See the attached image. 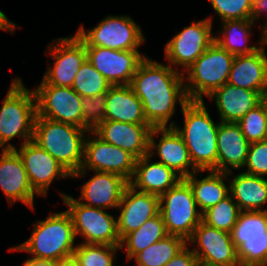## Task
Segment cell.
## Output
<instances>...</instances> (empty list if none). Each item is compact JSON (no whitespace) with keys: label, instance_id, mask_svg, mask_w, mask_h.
Returning a JSON list of instances; mask_svg holds the SVG:
<instances>
[{"label":"cell","instance_id":"cell-1","mask_svg":"<svg viewBox=\"0 0 267 266\" xmlns=\"http://www.w3.org/2000/svg\"><path fill=\"white\" fill-rule=\"evenodd\" d=\"M183 74L177 67L148 57L138 66L130 86L142 102L145 119L152 127H167L176 112V103L183 108L190 101Z\"/></svg>","mask_w":267,"mask_h":266},{"label":"cell","instance_id":"cell-2","mask_svg":"<svg viewBox=\"0 0 267 266\" xmlns=\"http://www.w3.org/2000/svg\"><path fill=\"white\" fill-rule=\"evenodd\" d=\"M203 101H189L181 108L184 127H178L171 121L168 127H174L182 136L193 166L198 171H217V132L215 124Z\"/></svg>","mask_w":267,"mask_h":266},{"label":"cell","instance_id":"cell-3","mask_svg":"<svg viewBox=\"0 0 267 266\" xmlns=\"http://www.w3.org/2000/svg\"><path fill=\"white\" fill-rule=\"evenodd\" d=\"M29 239L9 251H26L31 258L61 261L73 257L77 245L73 222L65 210L50 214L45 220L37 221Z\"/></svg>","mask_w":267,"mask_h":266},{"label":"cell","instance_id":"cell-4","mask_svg":"<svg viewBox=\"0 0 267 266\" xmlns=\"http://www.w3.org/2000/svg\"><path fill=\"white\" fill-rule=\"evenodd\" d=\"M89 131L36 116L33 141L54 157L71 175L83 163L84 141Z\"/></svg>","mask_w":267,"mask_h":266},{"label":"cell","instance_id":"cell-5","mask_svg":"<svg viewBox=\"0 0 267 266\" xmlns=\"http://www.w3.org/2000/svg\"><path fill=\"white\" fill-rule=\"evenodd\" d=\"M36 116L34 90H28L22 79H13L0 108V148L14 149L15 146L8 142L15 137L24 140L21 145L33 140Z\"/></svg>","mask_w":267,"mask_h":266},{"label":"cell","instance_id":"cell-6","mask_svg":"<svg viewBox=\"0 0 267 266\" xmlns=\"http://www.w3.org/2000/svg\"><path fill=\"white\" fill-rule=\"evenodd\" d=\"M234 55L213 42L185 71V90L190 101H203L227 83Z\"/></svg>","mask_w":267,"mask_h":266},{"label":"cell","instance_id":"cell-7","mask_svg":"<svg viewBox=\"0 0 267 266\" xmlns=\"http://www.w3.org/2000/svg\"><path fill=\"white\" fill-rule=\"evenodd\" d=\"M160 211L168 235L188 241L202 221L193 191L183 178L160 197Z\"/></svg>","mask_w":267,"mask_h":266},{"label":"cell","instance_id":"cell-8","mask_svg":"<svg viewBox=\"0 0 267 266\" xmlns=\"http://www.w3.org/2000/svg\"><path fill=\"white\" fill-rule=\"evenodd\" d=\"M230 236L241 266H267V209L241 211Z\"/></svg>","mask_w":267,"mask_h":266},{"label":"cell","instance_id":"cell-9","mask_svg":"<svg viewBox=\"0 0 267 266\" xmlns=\"http://www.w3.org/2000/svg\"><path fill=\"white\" fill-rule=\"evenodd\" d=\"M72 219L75 235H81L85 244L120 246L117 219L104 209L84 205L70 195L60 193Z\"/></svg>","mask_w":267,"mask_h":266},{"label":"cell","instance_id":"cell-10","mask_svg":"<svg viewBox=\"0 0 267 266\" xmlns=\"http://www.w3.org/2000/svg\"><path fill=\"white\" fill-rule=\"evenodd\" d=\"M76 35L85 47H104L114 50H138L145 42L140 26L130 16H109L88 31L79 27Z\"/></svg>","mask_w":267,"mask_h":266},{"label":"cell","instance_id":"cell-11","mask_svg":"<svg viewBox=\"0 0 267 266\" xmlns=\"http://www.w3.org/2000/svg\"><path fill=\"white\" fill-rule=\"evenodd\" d=\"M88 134L90 137L84 141L82 166L71 177L82 178L88 169L115 173L130 182L135 172L137 158L120 147L104 142L93 131H89Z\"/></svg>","mask_w":267,"mask_h":266},{"label":"cell","instance_id":"cell-12","mask_svg":"<svg viewBox=\"0 0 267 266\" xmlns=\"http://www.w3.org/2000/svg\"><path fill=\"white\" fill-rule=\"evenodd\" d=\"M214 40L210 18L193 22L166 43L165 60L171 67L182 66L184 73Z\"/></svg>","mask_w":267,"mask_h":266},{"label":"cell","instance_id":"cell-13","mask_svg":"<svg viewBox=\"0 0 267 266\" xmlns=\"http://www.w3.org/2000/svg\"><path fill=\"white\" fill-rule=\"evenodd\" d=\"M55 45H49V57L55 61L47 68L39 85L72 87L76 73L87 60L85 43L75 34L72 37L58 38Z\"/></svg>","mask_w":267,"mask_h":266},{"label":"cell","instance_id":"cell-14","mask_svg":"<svg viewBox=\"0 0 267 266\" xmlns=\"http://www.w3.org/2000/svg\"><path fill=\"white\" fill-rule=\"evenodd\" d=\"M34 93L39 117L82 128V97L72 87L38 85Z\"/></svg>","mask_w":267,"mask_h":266},{"label":"cell","instance_id":"cell-15","mask_svg":"<svg viewBox=\"0 0 267 266\" xmlns=\"http://www.w3.org/2000/svg\"><path fill=\"white\" fill-rule=\"evenodd\" d=\"M187 243L198 245L192 251L199 266H241L229 232L201 221Z\"/></svg>","mask_w":267,"mask_h":266},{"label":"cell","instance_id":"cell-16","mask_svg":"<svg viewBox=\"0 0 267 266\" xmlns=\"http://www.w3.org/2000/svg\"><path fill=\"white\" fill-rule=\"evenodd\" d=\"M87 60L110 85H130L140 63L146 58L138 50L86 47Z\"/></svg>","mask_w":267,"mask_h":266},{"label":"cell","instance_id":"cell-17","mask_svg":"<svg viewBox=\"0 0 267 266\" xmlns=\"http://www.w3.org/2000/svg\"><path fill=\"white\" fill-rule=\"evenodd\" d=\"M14 150L22 159L32 189L39 196H46L54 179L69 178L71 174L47 151L33 140Z\"/></svg>","mask_w":267,"mask_h":266},{"label":"cell","instance_id":"cell-18","mask_svg":"<svg viewBox=\"0 0 267 266\" xmlns=\"http://www.w3.org/2000/svg\"><path fill=\"white\" fill-rule=\"evenodd\" d=\"M161 134L156 143L154 137ZM155 149L157 152H155ZM148 154L159 156L160 163L173 169L182 178L198 171L190 159L188 149L182 136L174 127H153L150 133ZM191 168V169H190ZM191 170V171H190Z\"/></svg>","mask_w":267,"mask_h":266},{"label":"cell","instance_id":"cell-19","mask_svg":"<svg viewBox=\"0 0 267 266\" xmlns=\"http://www.w3.org/2000/svg\"><path fill=\"white\" fill-rule=\"evenodd\" d=\"M118 208L121 212L117 218V232L121 240L125 235L139 229L148 219L159 214L160 198L138 191L128 184Z\"/></svg>","mask_w":267,"mask_h":266},{"label":"cell","instance_id":"cell-20","mask_svg":"<svg viewBox=\"0 0 267 266\" xmlns=\"http://www.w3.org/2000/svg\"><path fill=\"white\" fill-rule=\"evenodd\" d=\"M0 188L9 204L12 205L15 204V201H20L34 210V197L37 193L32 189L22 159L14 149H2Z\"/></svg>","mask_w":267,"mask_h":266},{"label":"cell","instance_id":"cell-21","mask_svg":"<svg viewBox=\"0 0 267 266\" xmlns=\"http://www.w3.org/2000/svg\"><path fill=\"white\" fill-rule=\"evenodd\" d=\"M152 128L150 124L103 121L93 132L104 142L120 147L139 159L148 154Z\"/></svg>","mask_w":267,"mask_h":266},{"label":"cell","instance_id":"cell-22","mask_svg":"<svg viewBox=\"0 0 267 266\" xmlns=\"http://www.w3.org/2000/svg\"><path fill=\"white\" fill-rule=\"evenodd\" d=\"M93 172L95 175L82 185L81 196L77 201L100 209L117 208L129 182L115 173Z\"/></svg>","mask_w":267,"mask_h":266},{"label":"cell","instance_id":"cell-23","mask_svg":"<svg viewBox=\"0 0 267 266\" xmlns=\"http://www.w3.org/2000/svg\"><path fill=\"white\" fill-rule=\"evenodd\" d=\"M264 43L253 54L234 57L227 83L236 87L258 91L267 98V55Z\"/></svg>","mask_w":267,"mask_h":266},{"label":"cell","instance_id":"cell-24","mask_svg":"<svg viewBox=\"0 0 267 266\" xmlns=\"http://www.w3.org/2000/svg\"><path fill=\"white\" fill-rule=\"evenodd\" d=\"M249 145L238 123L220 121L217 132V171L230 174L232 169H242Z\"/></svg>","mask_w":267,"mask_h":266},{"label":"cell","instance_id":"cell-25","mask_svg":"<svg viewBox=\"0 0 267 266\" xmlns=\"http://www.w3.org/2000/svg\"><path fill=\"white\" fill-rule=\"evenodd\" d=\"M214 99L220 121L238 123L250 110L258 106L265 98L258 92L225 83L209 97Z\"/></svg>","mask_w":267,"mask_h":266},{"label":"cell","instance_id":"cell-26","mask_svg":"<svg viewBox=\"0 0 267 266\" xmlns=\"http://www.w3.org/2000/svg\"><path fill=\"white\" fill-rule=\"evenodd\" d=\"M151 158L147 154L136 160L135 172L129 184L136 190L160 197L183 178L158 161L151 163Z\"/></svg>","mask_w":267,"mask_h":266},{"label":"cell","instance_id":"cell-27","mask_svg":"<svg viewBox=\"0 0 267 266\" xmlns=\"http://www.w3.org/2000/svg\"><path fill=\"white\" fill-rule=\"evenodd\" d=\"M105 121L149 124L143 105L130 85H111L107 91Z\"/></svg>","mask_w":267,"mask_h":266},{"label":"cell","instance_id":"cell-28","mask_svg":"<svg viewBox=\"0 0 267 266\" xmlns=\"http://www.w3.org/2000/svg\"><path fill=\"white\" fill-rule=\"evenodd\" d=\"M229 181V195L241 211H263V206L267 203V179L265 177L241 172Z\"/></svg>","mask_w":267,"mask_h":266},{"label":"cell","instance_id":"cell-29","mask_svg":"<svg viewBox=\"0 0 267 266\" xmlns=\"http://www.w3.org/2000/svg\"><path fill=\"white\" fill-rule=\"evenodd\" d=\"M199 172L205 171H196L184 179L193 191L199 211L203 213L229 195V185L225 184L224 179L228 178L230 174L209 170L207 171L209 174L199 180L196 178Z\"/></svg>","mask_w":267,"mask_h":266},{"label":"cell","instance_id":"cell-30","mask_svg":"<svg viewBox=\"0 0 267 266\" xmlns=\"http://www.w3.org/2000/svg\"><path fill=\"white\" fill-rule=\"evenodd\" d=\"M254 23L256 22L251 19L225 20L221 22L223 25V30L219 31V33L221 32V37L215 36L214 42L234 56L253 54L267 42V34H262L258 42L259 47L246 44Z\"/></svg>","mask_w":267,"mask_h":266},{"label":"cell","instance_id":"cell-31","mask_svg":"<svg viewBox=\"0 0 267 266\" xmlns=\"http://www.w3.org/2000/svg\"><path fill=\"white\" fill-rule=\"evenodd\" d=\"M168 235L162 216L158 215L148 219L139 229H136L121 239L120 248L125 252L127 260L148 248L152 244L165 238Z\"/></svg>","mask_w":267,"mask_h":266},{"label":"cell","instance_id":"cell-32","mask_svg":"<svg viewBox=\"0 0 267 266\" xmlns=\"http://www.w3.org/2000/svg\"><path fill=\"white\" fill-rule=\"evenodd\" d=\"M187 244V241L182 237L167 235L137 253L133 258L136 266H164Z\"/></svg>","mask_w":267,"mask_h":266},{"label":"cell","instance_id":"cell-33","mask_svg":"<svg viewBox=\"0 0 267 266\" xmlns=\"http://www.w3.org/2000/svg\"><path fill=\"white\" fill-rule=\"evenodd\" d=\"M241 210L234 199L228 195L215 206L202 213V221L218 230L231 232Z\"/></svg>","mask_w":267,"mask_h":266},{"label":"cell","instance_id":"cell-34","mask_svg":"<svg viewBox=\"0 0 267 266\" xmlns=\"http://www.w3.org/2000/svg\"><path fill=\"white\" fill-rule=\"evenodd\" d=\"M110 86L104 76L86 60L76 73L72 89L81 97H93L107 92Z\"/></svg>","mask_w":267,"mask_h":266},{"label":"cell","instance_id":"cell-35","mask_svg":"<svg viewBox=\"0 0 267 266\" xmlns=\"http://www.w3.org/2000/svg\"><path fill=\"white\" fill-rule=\"evenodd\" d=\"M120 246L80 243L73 252L78 266H113Z\"/></svg>","mask_w":267,"mask_h":266},{"label":"cell","instance_id":"cell-36","mask_svg":"<svg viewBox=\"0 0 267 266\" xmlns=\"http://www.w3.org/2000/svg\"><path fill=\"white\" fill-rule=\"evenodd\" d=\"M266 120L267 98L242 117L238 124L243 135L252 143L265 140Z\"/></svg>","mask_w":267,"mask_h":266},{"label":"cell","instance_id":"cell-37","mask_svg":"<svg viewBox=\"0 0 267 266\" xmlns=\"http://www.w3.org/2000/svg\"><path fill=\"white\" fill-rule=\"evenodd\" d=\"M106 97L107 92L93 97H82L83 129L93 131L101 122L105 121Z\"/></svg>","mask_w":267,"mask_h":266},{"label":"cell","instance_id":"cell-38","mask_svg":"<svg viewBox=\"0 0 267 266\" xmlns=\"http://www.w3.org/2000/svg\"><path fill=\"white\" fill-rule=\"evenodd\" d=\"M212 4L215 13L221 19L225 20L236 19H251L252 2L253 0H209Z\"/></svg>","mask_w":267,"mask_h":266},{"label":"cell","instance_id":"cell-39","mask_svg":"<svg viewBox=\"0 0 267 266\" xmlns=\"http://www.w3.org/2000/svg\"><path fill=\"white\" fill-rule=\"evenodd\" d=\"M244 173L265 177L267 175V140L252 142L249 145Z\"/></svg>","mask_w":267,"mask_h":266},{"label":"cell","instance_id":"cell-40","mask_svg":"<svg viewBox=\"0 0 267 266\" xmlns=\"http://www.w3.org/2000/svg\"><path fill=\"white\" fill-rule=\"evenodd\" d=\"M187 244L164 266H199L198 259Z\"/></svg>","mask_w":267,"mask_h":266},{"label":"cell","instance_id":"cell-41","mask_svg":"<svg viewBox=\"0 0 267 266\" xmlns=\"http://www.w3.org/2000/svg\"><path fill=\"white\" fill-rule=\"evenodd\" d=\"M267 13V0H253L252 2V11H251V20L253 22L260 19L262 13ZM267 15V14H266ZM261 34H267V19L263 27H260Z\"/></svg>","mask_w":267,"mask_h":266},{"label":"cell","instance_id":"cell-42","mask_svg":"<svg viewBox=\"0 0 267 266\" xmlns=\"http://www.w3.org/2000/svg\"><path fill=\"white\" fill-rule=\"evenodd\" d=\"M17 28V25L9 20L7 16L0 10V30L9 31L11 33Z\"/></svg>","mask_w":267,"mask_h":266},{"label":"cell","instance_id":"cell-43","mask_svg":"<svg viewBox=\"0 0 267 266\" xmlns=\"http://www.w3.org/2000/svg\"><path fill=\"white\" fill-rule=\"evenodd\" d=\"M56 263V261L52 260H43L30 257L24 262L23 266H55Z\"/></svg>","mask_w":267,"mask_h":266},{"label":"cell","instance_id":"cell-44","mask_svg":"<svg viewBox=\"0 0 267 266\" xmlns=\"http://www.w3.org/2000/svg\"><path fill=\"white\" fill-rule=\"evenodd\" d=\"M55 266H78L77 262L72 258L58 261Z\"/></svg>","mask_w":267,"mask_h":266},{"label":"cell","instance_id":"cell-45","mask_svg":"<svg viewBox=\"0 0 267 266\" xmlns=\"http://www.w3.org/2000/svg\"><path fill=\"white\" fill-rule=\"evenodd\" d=\"M265 140H267V120H266Z\"/></svg>","mask_w":267,"mask_h":266}]
</instances>
